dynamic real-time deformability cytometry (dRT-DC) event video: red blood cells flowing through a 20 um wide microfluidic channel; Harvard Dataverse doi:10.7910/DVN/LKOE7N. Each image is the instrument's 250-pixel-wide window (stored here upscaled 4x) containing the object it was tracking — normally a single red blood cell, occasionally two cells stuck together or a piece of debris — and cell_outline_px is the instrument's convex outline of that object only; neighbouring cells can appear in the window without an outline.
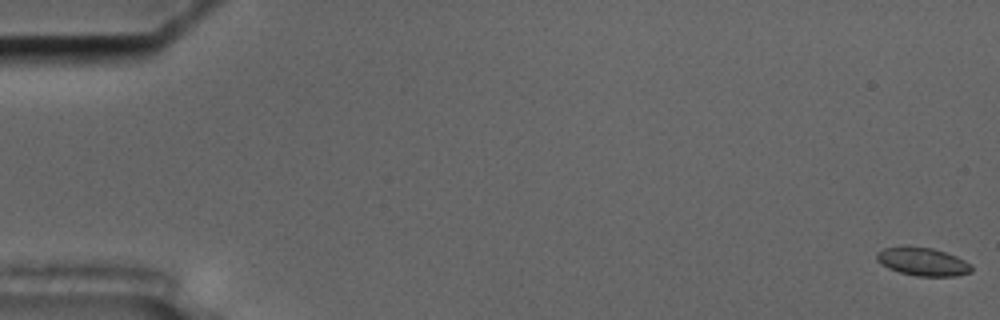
{"species": "common noctule bat (a hibernating species)", "species_latin": "Nyctalus noctula", "temperature_condition": "cold", "stored_images_in_passage": 5, "camera_frame_rate_fps": 3000, "um_per_image_px": 0.085, "animal": {"sex": "male", "body_mass_g": 17.5, "forearm_length_mm": 52.3}, "frame": {"image": 1, "passage_image": 1, "time_ms": 0.0, "image_size_px": [1000, 320], "cell_outline_px": [[972, 272], [956, 276], [916, 276], [900, 272], [888, 268], [880, 264], [876, 260], [876, 252], [884, 248], [904, 244], [932, 248], [956, 256], [972, 264]], "centroid_in_image_um": [78.39, 22.22], "position_along_channel_um": 6.6, "area_um2": 15.95}}